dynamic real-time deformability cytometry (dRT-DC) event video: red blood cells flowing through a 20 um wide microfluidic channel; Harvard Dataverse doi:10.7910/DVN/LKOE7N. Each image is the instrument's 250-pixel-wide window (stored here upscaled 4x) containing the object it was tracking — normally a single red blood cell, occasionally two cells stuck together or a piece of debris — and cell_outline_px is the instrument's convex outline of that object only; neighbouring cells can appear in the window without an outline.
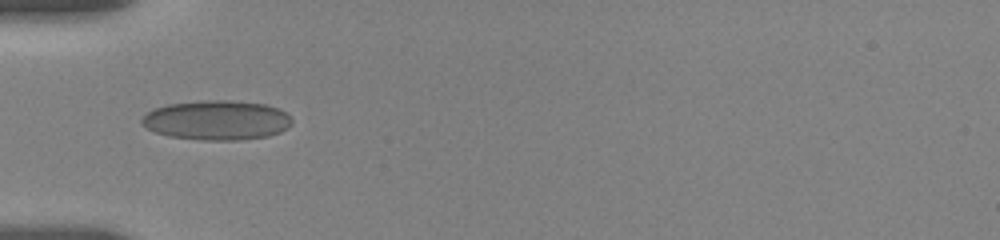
{"species": "human", "species_latin": "Homo sapiens", "temperature_condition": "room temperature", "stored_images_in_passage": 59, "camera_frame_rate_fps": 3000, "um_per_image_px": 0.085, "donor": {"sex": "female"}, "frame": {"image": 1, "passage_image": 1, "time_ms": 0.0, "image_size_px": [1000, 240], "cell_outline_px": [[292, 124], [288, 128], [280, 132], [268, 136], [236, 140], [200, 140], [168, 136], [156, 132], [148, 128], [140, 120], [148, 112], [156, 108], [168, 104], [208, 100], [228, 100], [264, 104], [280, 108], [292, 120]], "centroid_in_image_um": [18.46, 10.22], "position_along_channel_um": 66.5, "area_um2": 34.45}}
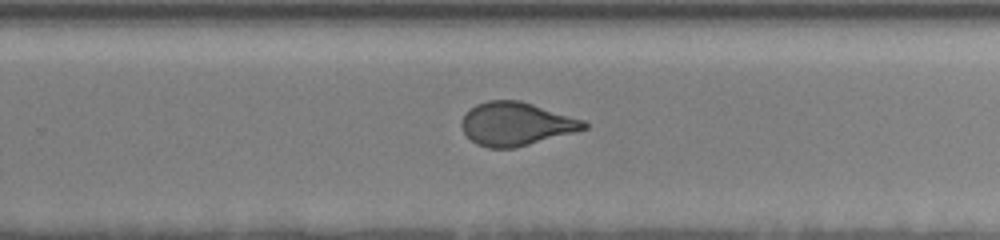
{"frame": {"image": 2, "passage_image": 28, "time_ms": 6.0, "image_size_px": [1000, 240], "cell_outline_px": [[588, 128], [576, 132], [516, 148], [488, 148], [476, 144], [464, 132], [460, 124], [464, 116], [476, 104], [488, 100], [520, 100], [584, 120], [588, 124]], "centroid_in_image_um": [43.89, 10.54], "position_along_channel_um": 285.9, "area_um2": 30.87}}
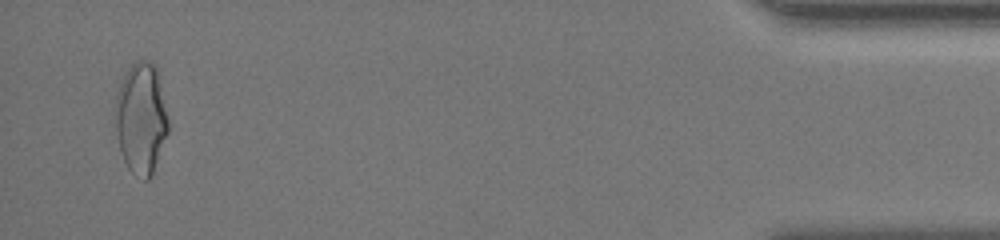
{"frame": {"image": 3, "passage_image": 55, "time_ms": 11.667, "image_size_px": [1000, 240], "cell_outline_px": [[168, 132], [152, 176], [148, 180], [144, 180], [132, 172], [128, 168], [120, 152], [116, 128], [116, 96], [120, 84], [128, 68], [136, 60], [144, 60], [152, 64], [156, 68], [168, 120]], "centroid_in_image_um": [11.99, 10.1], "position_along_channel_um": 423.2, "area_um2": 33.81}, "authors_computed_cell_mechanics": {"area_um2": 31.4432, "velocity_mm_per_s": 3.6731, "shape_relaxation_time_tau1_ms": 8.521, "shape_relaxation_time_tau2_ms": 0.736, "deformation_change_tau1": 0.1898, "deformation_change_tau2": 0.0751}}